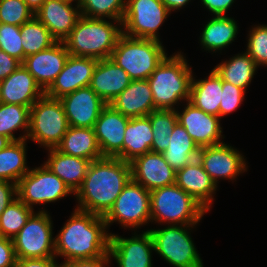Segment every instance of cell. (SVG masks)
Returning <instances> with one entry per match:
<instances>
[{
    "instance_id": "obj_30",
    "label": "cell",
    "mask_w": 267,
    "mask_h": 267,
    "mask_svg": "<svg viewBox=\"0 0 267 267\" xmlns=\"http://www.w3.org/2000/svg\"><path fill=\"white\" fill-rule=\"evenodd\" d=\"M199 149L186 129L177 122L170 135L168 148L162 154L177 172L197 159Z\"/></svg>"
},
{
    "instance_id": "obj_37",
    "label": "cell",
    "mask_w": 267,
    "mask_h": 267,
    "mask_svg": "<svg viewBox=\"0 0 267 267\" xmlns=\"http://www.w3.org/2000/svg\"><path fill=\"white\" fill-rule=\"evenodd\" d=\"M33 213L34 209L29 208L17 197L0 215V236L14 239Z\"/></svg>"
},
{
    "instance_id": "obj_7",
    "label": "cell",
    "mask_w": 267,
    "mask_h": 267,
    "mask_svg": "<svg viewBox=\"0 0 267 267\" xmlns=\"http://www.w3.org/2000/svg\"><path fill=\"white\" fill-rule=\"evenodd\" d=\"M69 128L64 107L60 99L44 94L30 107V126L26 139L56 148Z\"/></svg>"
},
{
    "instance_id": "obj_51",
    "label": "cell",
    "mask_w": 267,
    "mask_h": 267,
    "mask_svg": "<svg viewBox=\"0 0 267 267\" xmlns=\"http://www.w3.org/2000/svg\"><path fill=\"white\" fill-rule=\"evenodd\" d=\"M12 140L6 136L0 135V150L6 148Z\"/></svg>"
},
{
    "instance_id": "obj_25",
    "label": "cell",
    "mask_w": 267,
    "mask_h": 267,
    "mask_svg": "<svg viewBox=\"0 0 267 267\" xmlns=\"http://www.w3.org/2000/svg\"><path fill=\"white\" fill-rule=\"evenodd\" d=\"M110 105L124 116L143 117L156 110L153 93L147 80H133Z\"/></svg>"
},
{
    "instance_id": "obj_24",
    "label": "cell",
    "mask_w": 267,
    "mask_h": 267,
    "mask_svg": "<svg viewBox=\"0 0 267 267\" xmlns=\"http://www.w3.org/2000/svg\"><path fill=\"white\" fill-rule=\"evenodd\" d=\"M128 73L112 59H101L95 67L90 88L106 103L118 96L130 83Z\"/></svg>"
},
{
    "instance_id": "obj_28",
    "label": "cell",
    "mask_w": 267,
    "mask_h": 267,
    "mask_svg": "<svg viewBox=\"0 0 267 267\" xmlns=\"http://www.w3.org/2000/svg\"><path fill=\"white\" fill-rule=\"evenodd\" d=\"M152 143L153 133L149 117L130 118L123 140V161L131 162L134 158L150 152Z\"/></svg>"
},
{
    "instance_id": "obj_15",
    "label": "cell",
    "mask_w": 267,
    "mask_h": 267,
    "mask_svg": "<svg viewBox=\"0 0 267 267\" xmlns=\"http://www.w3.org/2000/svg\"><path fill=\"white\" fill-rule=\"evenodd\" d=\"M130 117L107 104L94 124V132L103 157L123 160V140Z\"/></svg>"
},
{
    "instance_id": "obj_19",
    "label": "cell",
    "mask_w": 267,
    "mask_h": 267,
    "mask_svg": "<svg viewBox=\"0 0 267 267\" xmlns=\"http://www.w3.org/2000/svg\"><path fill=\"white\" fill-rule=\"evenodd\" d=\"M69 55L63 41H57L51 47L25 57L22 65L46 92L63 70Z\"/></svg>"
},
{
    "instance_id": "obj_50",
    "label": "cell",
    "mask_w": 267,
    "mask_h": 267,
    "mask_svg": "<svg viewBox=\"0 0 267 267\" xmlns=\"http://www.w3.org/2000/svg\"><path fill=\"white\" fill-rule=\"evenodd\" d=\"M35 14L46 0H23Z\"/></svg>"
},
{
    "instance_id": "obj_5",
    "label": "cell",
    "mask_w": 267,
    "mask_h": 267,
    "mask_svg": "<svg viewBox=\"0 0 267 267\" xmlns=\"http://www.w3.org/2000/svg\"><path fill=\"white\" fill-rule=\"evenodd\" d=\"M161 41L121 34L110 59L124 69L131 80H147L167 56Z\"/></svg>"
},
{
    "instance_id": "obj_20",
    "label": "cell",
    "mask_w": 267,
    "mask_h": 267,
    "mask_svg": "<svg viewBox=\"0 0 267 267\" xmlns=\"http://www.w3.org/2000/svg\"><path fill=\"white\" fill-rule=\"evenodd\" d=\"M97 63L96 58L69 55L63 70L45 94L60 99L81 87L90 86Z\"/></svg>"
},
{
    "instance_id": "obj_22",
    "label": "cell",
    "mask_w": 267,
    "mask_h": 267,
    "mask_svg": "<svg viewBox=\"0 0 267 267\" xmlns=\"http://www.w3.org/2000/svg\"><path fill=\"white\" fill-rule=\"evenodd\" d=\"M3 103L31 107L45 92L35 78L21 64L0 82Z\"/></svg>"
},
{
    "instance_id": "obj_6",
    "label": "cell",
    "mask_w": 267,
    "mask_h": 267,
    "mask_svg": "<svg viewBox=\"0 0 267 267\" xmlns=\"http://www.w3.org/2000/svg\"><path fill=\"white\" fill-rule=\"evenodd\" d=\"M151 221L170 225H197L207 210L178 185L150 191Z\"/></svg>"
},
{
    "instance_id": "obj_10",
    "label": "cell",
    "mask_w": 267,
    "mask_h": 267,
    "mask_svg": "<svg viewBox=\"0 0 267 267\" xmlns=\"http://www.w3.org/2000/svg\"><path fill=\"white\" fill-rule=\"evenodd\" d=\"M103 218L107 227L114 221L124 228L146 225L151 222L150 191L131 179Z\"/></svg>"
},
{
    "instance_id": "obj_11",
    "label": "cell",
    "mask_w": 267,
    "mask_h": 267,
    "mask_svg": "<svg viewBox=\"0 0 267 267\" xmlns=\"http://www.w3.org/2000/svg\"><path fill=\"white\" fill-rule=\"evenodd\" d=\"M169 14L161 0H127L122 32L130 37L160 41L157 31Z\"/></svg>"
},
{
    "instance_id": "obj_18",
    "label": "cell",
    "mask_w": 267,
    "mask_h": 267,
    "mask_svg": "<svg viewBox=\"0 0 267 267\" xmlns=\"http://www.w3.org/2000/svg\"><path fill=\"white\" fill-rule=\"evenodd\" d=\"M132 180L152 191L175 184L176 171L162 153L147 152L130 162Z\"/></svg>"
},
{
    "instance_id": "obj_2",
    "label": "cell",
    "mask_w": 267,
    "mask_h": 267,
    "mask_svg": "<svg viewBox=\"0 0 267 267\" xmlns=\"http://www.w3.org/2000/svg\"><path fill=\"white\" fill-rule=\"evenodd\" d=\"M102 216L75 208L55 238V257L64 262L109 257L111 233Z\"/></svg>"
},
{
    "instance_id": "obj_40",
    "label": "cell",
    "mask_w": 267,
    "mask_h": 267,
    "mask_svg": "<svg viewBox=\"0 0 267 267\" xmlns=\"http://www.w3.org/2000/svg\"><path fill=\"white\" fill-rule=\"evenodd\" d=\"M20 26L0 23V49L10 56L24 61Z\"/></svg>"
},
{
    "instance_id": "obj_52",
    "label": "cell",
    "mask_w": 267,
    "mask_h": 267,
    "mask_svg": "<svg viewBox=\"0 0 267 267\" xmlns=\"http://www.w3.org/2000/svg\"><path fill=\"white\" fill-rule=\"evenodd\" d=\"M3 103L2 101V95H1V86H0V105Z\"/></svg>"
},
{
    "instance_id": "obj_35",
    "label": "cell",
    "mask_w": 267,
    "mask_h": 267,
    "mask_svg": "<svg viewBox=\"0 0 267 267\" xmlns=\"http://www.w3.org/2000/svg\"><path fill=\"white\" fill-rule=\"evenodd\" d=\"M22 47L25 57L51 47L57 40L51 35L46 26L35 16L20 26Z\"/></svg>"
},
{
    "instance_id": "obj_46",
    "label": "cell",
    "mask_w": 267,
    "mask_h": 267,
    "mask_svg": "<svg viewBox=\"0 0 267 267\" xmlns=\"http://www.w3.org/2000/svg\"><path fill=\"white\" fill-rule=\"evenodd\" d=\"M56 257L17 259L14 267H61Z\"/></svg>"
},
{
    "instance_id": "obj_1",
    "label": "cell",
    "mask_w": 267,
    "mask_h": 267,
    "mask_svg": "<svg viewBox=\"0 0 267 267\" xmlns=\"http://www.w3.org/2000/svg\"><path fill=\"white\" fill-rule=\"evenodd\" d=\"M131 179L130 162L117 157L91 161L74 195L79 203L77 209L104 217Z\"/></svg>"
},
{
    "instance_id": "obj_42",
    "label": "cell",
    "mask_w": 267,
    "mask_h": 267,
    "mask_svg": "<svg viewBox=\"0 0 267 267\" xmlns=\"http://www.w3.org/2000/svg\"><path fill=\"white\" fill-rule=\"evenodd\" d=\"M245 91L222 80V97L219 105V118L232 113L244 99Z\"/></svg>"
},
{
    "instance_id": "obj_53",
    "label": "cell",
    "mask_w": 267,
    "mask_h": 267,
    "mask_svg": "<svg viewBox=\"0 0 267 267\" xmlns=\"http://www.w3.org/2000/svg\"><path fill=\"white\" fill-rule=\"evenodd\" d=\"M62 1H66V2H74V1H76V0H62Z\"/></svg>"
},
{
    "instance_id": "obj_8",
    "label": "cell",
    "mask_w": 267,
    "mask_h": 267,
    "mask_svg": "<svg viewBox=\"0 0 267 267\" xmlns=\"http://www.w3.org/2000/svg\"><path fill=\"white\" fill-rule=\"evenodd\" d=\"M195 225H169L164 229H150L154 251L174 267H203L202 259L190 237Z\"/></svg>"
},
{
    "instance_id": "obj_3",
    "label": "cell",
    "mask_w": 267,
    "mask_h": 267,
    "mask_svg": "<svg viewBox=\"0 0 267 267\" xmlns=\"http://www.w3.org/2000/svg\"><path fill=\"white\" fill-rule=\"evenodd\" d=\"M114 21L116 25L112 23ZM121 26L120 21L109 22L105 19L81 15L63 43L70 55L92 57L98 60L107 59L111 57L123 33Z\"/></svg>"
},
{
    "instance_id": "obj_48",
    "label": "cell",
    "mask_w": 267,
    "mask_h": 267,
    "mask_svg": "<svg viewBox=\"0 0 267 267\" xmlns=\"http://www.w3.org/2000/svg\"><path fill=\"white\" fill-rule=\"evenodd\" d=\"M235 0H201V3L216 16H225Z\"/></svg>"
},
{
    "instance_id": "obj_26",
    "label": "cell",
    "mask_w": 267,
    "mask_h": 267,
    "mask_svg": "<svg viewBox=\"0 0 267 267\" xmlns=\"http://www.w3.org/2000/svg\"><path fill=\"white\" fill-rule=\"evenodd\" d=\"M45 166L60 178L75 194L81 187L90 164V160L60 152L57 148L48 149Z\"/></svg>"
},
{
    "instance_id": "obj_12",
    "label": "cell",
    "mask_w": 267,
    "mask_h": 267,
    "mask_svg": "<svg viewBox=\"0 0 267 267\" xmlns=\"http://www.w3.org/2000/svg\"><path fill=\"white\" fill-rule=\"evenodd\" d=\"M17 197L29 208L35 204L55 202L74 193L67 185L50 171L45 164L30 168L16 184Z\"/></svg>"
},
{
    "instance_id": "obj_31",
    "label": "cell",
    "mask_w": 267,
    "mask_h": 267,
    "mask_svg": "<svg viewBox=\"0 0 267 267\" xmlns=\"http://www.w3.org/2000/svg\"><path fill=\"white\" fill-rule=\"evenodd\" d=\"M238 34L237 21L226 16H214L205 25L200 42L204 50L216 52L230 45Z\"/></svg>"
},
{
    "instance_id": "obj_27",
    "label": "cell",
    "mask_w": 267,
    "mask_h": 267,
    "mask_svg": "<svg viewBox=\"0 0 267 267\" xmlns=\"http://www.w3.org/2000/svg\"><path fill=\"white\" fill-rule=\"evenodd\" d=\"M56 148L64 154L90 161L103 157L93 128L69 126Z\"/></svg>"
},
{
    "instance_id": "obj_29",
    "label": "cell",
    "mask_w": 267,
    "mask_h": 267,
    "mask_svg": "<svg viewBox=\"0 0 267 267\" xmlns=\"http://www.w3.org/2000/svg\"><path fill=\"white\" fill-rule=\"evenodd\" d=\"M222 97V80L212 69L206 79L192 78L189 102L205 113L219 117Z\"/></svg>"
},
{
    "instance_id": "obj_49",
    "label": "cell",
    "mask_w": 267,
    "mask_h": 267,
    "mask_svg": "<svg viewBox=\"0 0 267 267\" xmlns=\"http://www.w3.org/2000/svg\"><path fill=\"white\" fill-rule=\"evenodd\" d=\"M162 3L168 8V10L175 11L179 10L183 6H185L187 3L190 2V0H161Z\"/></svg>"
},
{
    "instance_id": "obj_4",
    "label": "cell",
    "mask_w": 267,
    "mask_h": 267,
    "mask_svg": "<svg viewBox=\"0 0 267 267\" xmlns=\"http://www.w3.org/2000/svg\"><path fill=\"white\" fill-rule=\"evenodd\" d=\"M193 74L181 52L165 57L147 79L155 109L175 110L181 101H189Z\"/></svg>"
},
{
    "instance_id": "obj_44",
    "label": "cell",
    "mask_w": 267,
    "mask_h": 267,
    "mask_svg": "<svg viewBox=\"0 0 267 267\" xmlns=\"http://www.w3.org/2000/svg\"><path fill=\"white\" fill-rule=\"evenodd\" d=\"M16 198L17 185L9 181L0 180V215Z\"/></svg>"
},
{
    "instance_id": "obj_41",
    "label": "cell",
    "mask_w": 267,
    "mask_h": 267,
    "mask_svg": "<svg viewBox=\"0 0 267 267\" xmlns=\"http://www.w3.org/2000/svg\"><path fill=\"white\" fill-rule=\"evenodd\" d=\"M248 36L246 52L257 66L267 65V25L252 27Z\"/></svg>"
},
{
    "instance_id": "obj_9",
    "label": "cell",
    "mask_w": 267,
    "mask_h": 267,
    "mask_svg": "<svg viewBox=\"0 0 267 267\" xmlns=\"http://www.w3.org/2000/svg\"><path fill=\"white\" fill-rule=\"evenodd\" d=\"M52 224L45 209L33 213L13 239L17 259L55 257Z\"/></svg>"
},
{
    "instance_id": "obj_39",
    "label": "cell",
    "mask_w": 267,
    "mask_h": 267,
    "mask_svg": "<svg viewBox=\"0 0 267 267\" xmlns=\"http://www.w3.org/2000/svg\"><path fill=\"white\" fill-rule=\"evenodd\" d=\"M34 13L23 0H0V23L21 26Z\"/></svg>"
},
{
    "instance_id": "obj_34",
    "label": "cell",
    "mask_w": 267,
    "mask_h": 267,
    "mask_svg": "<svg viewBox=\"0 0 267 267\" xmlns=\"http://www.w3.org/2000/svg\"><path fill=\"white\" fill-rule=\"evenodd\" d=\"M30 126V107L23 105L2 103L0 105V135L10 138L12 141L27 138ZM24 130L23 136L15 137L14 131Z\"/></svg>"
},
{
    "instance_id": "obj_13",
    "label": "cell",
    "mask_w": 267,
    "mask_h": 267,
    "mask_svg": "<svg viewBox=\"0 0 267 267\" xmlns=\"http://www.w3.org/2000/svg\"><path fill=\"white\" fill-rule=\"evenodd\" d=\"M197 159L216 185L219 179L235 180L247 169L243 155L225 142L200 148Z\"/></svg>"
},
{
    "instance_id": "obj_16",
    "label": "cell",
    "mask_w": 267,
    "mask_h": 267,
    "mask_svg": "<svg viewBox=\"0 0 267 267\" xmlns=\"http://www.w3.org/2000/svg\"><path fill=\"white\" fill-rule=\"evenodd\" d=\"M154 245L150 232L144 231L131 238H122L114 233L110 236L109 257L118 267H152L151 253Z\"/></svg>"
},
{
    "instance_id": "obj_36",
    "label": "cell",
    "mask_w": 267,
    "mask_h": 267,
    "mask_svg": "<svg viewBox=\"0 0 267 267\" xmlns=\"http://www.w3.org/2000/svg\"><path fill=\"white\" fill-rule=\"evenodd\" d=\"M148 117L153 133L151 151L162 153L168 148L170 135L177 123V114L175 110L156 109Z\"/></svg>"
},
{
    "instance_id": "obj_45",
    "label": "cell",
    "mask_w": 267,
    "mask_h": 267,
    "mask_svg": "<svg viewBox=\"0 0 267 267\" xmlns=\"http://www.w3.org/2000/svg\"><path fill=\"white\" fill-rule=\"evenodd\" d=\"M21 64V61L0 49V82L6 79Z\"/></svg>"
},
{
    "instance_id": "obj_23",
    "label": "cell",
    "mask_w": 267,
    "mask_h": 267,
    "mask_svg": "<svg viewBox=\"0 0 267 267\" xmlns=\"http://www.w3.org/2000/svg\"><path fill=\"white\" fill-rule=\"evenodd\" d=\"M175 184L192 196L207 211L213 203L217 185L205 172L198 159L176 172Z\"/></svg>"
},
{
    "instance_id": "obj_33",
    "label": "cell",
    "mask_w": 267,
    "mask_h": 267,
    "mask_svg": "<svg viewBox=\"0 0 267 267\" xmlns=\"http://www.w3.org/2000/svg\"><path fill=\"white\" fill-rule=\"evenodd\" d=\"M26 140L12 141L0 150V180L17 184L30 171L26 163Z\"/></svg>"
},
{
    "instance_id": "obj_38",
    "label": "cell",
    "mask_w": 267,
    "mask_h": 267,
    "mask_svg": "<svg viewBox=\"0 0 267 267\" xmlns=\"http://www.w3.org/2000/svg\"><path fill=\"white\" fill-rule=\"evenodd\" d=\"M82 16L122 22L126 0H77Z\"/></svg>"
},
{
    "instance_id": "obj_21",
    "label": "cell",
    "mask_w": 267,
    "mask_h": 267,
    "mask_svg": "<svg viewBox=\"0 0 267 267\" xmlns=\"http://www.w3.org/2000/svg\"><path fill=\"white\" fill-rule=\"evenodd\" d=\"M62 0H46L34 16L42 22L57 41H63L81 16L78 5Z\"/></svg>"
},
{
    "instance_id": "obj_17",
    "label": "cell",
    "mask_w": 267,
    "mask_h": 267,
    "mask_svg": "<svg viewBox=\"0 0 267 267\" xmlns=\"http://www.w3.org/2000/svg\"><path fill=\"white\" fill-rule=\"evenodd\" d=\"M69 126L93 128L107 105L90 86L81 87L60 98Z\"/></svg>"
},
{
    "instance_id": "obj_43",
    "label": "cell",
    "mask_w": 267,
    "mask_h": 267,
    "mask_svg": "<svg viewBox=\"0 0 267 267\" xmlns=\"http://www.w3.org/2000/svg\"><path fill=\"white\" fill-rule=\"evenodd\" d=\"M16 260L13 239L0 236V267H14Z\"/></svg>"
},
{
    "instance_id": "obj_32",
    "label": "cell",
    "mask_w": 267,
    "mask_h": 267,
    "mask_svg": "<svg viewBox=\"0 0 267 267\" xmlns=\"http://www.w3.org/2000/svg\"><path fill=\"white\" fill-rule=\"evenodd\" d=\"M257 67L254 60L245 52L243 54L239 53L225 62L223 61L216 65L213 70L221 80L246 91L255 75Z\"/></svg>"
},
{
    "instance_id": "obj_14",
    "label": "cell",
    "mask_w": 267,
    "mask_h": 267,
    "mask_svg": "<svg viewBox=\"0 0 267 267\" xmlns=\"http://www.w3.org/2000/svg\"><path fill=\"white\" fill-rule=\"evenodd\" d=\"M177 122L189 133L199 148L222 144V127L218 116L205 113L189 101L180 113L175 109Z\"/></svg>"
},
{
    "instance_id": "obj_47",
    "label": "cell",
    "mask_w": 267,
    "mask_h": 267,
    "mask_svg": "<svg viewBox=\"0 0 267 267\" xmlns=\"http://www.w3.org/2000/svg\"><path fill=\"white\" fill-rule=\"evenodd\" d=\"M110 257L73 260L61 263V267H104L110 263Z\"/></svg>"
}]
</instances>
